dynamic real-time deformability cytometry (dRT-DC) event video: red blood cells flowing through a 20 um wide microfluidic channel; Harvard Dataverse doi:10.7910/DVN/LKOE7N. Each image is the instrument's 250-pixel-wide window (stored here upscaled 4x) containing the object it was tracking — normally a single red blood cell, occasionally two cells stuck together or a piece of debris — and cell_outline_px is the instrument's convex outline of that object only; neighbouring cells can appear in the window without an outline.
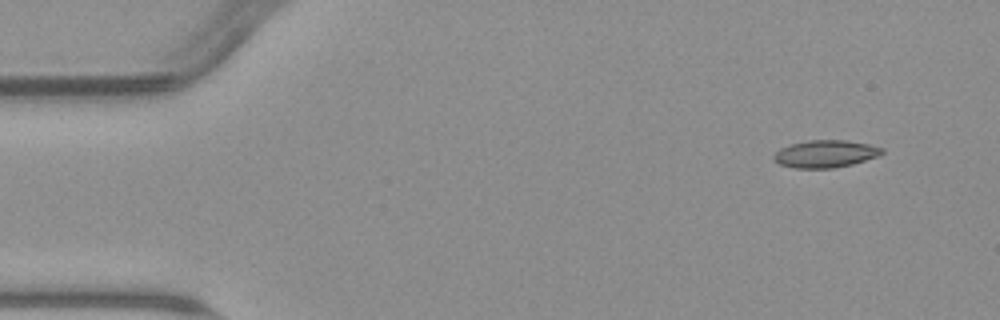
{"species": "common noctule bat (a hibernating species)", "species_latin": "Nyctalus noctula", "temperature_condition": "warm", "stored_images_in_passage": 4, "camera_frame_rate_fps": 3000, "um_per_image_px": 0.085, "animal": {"sex": "male", "body_mass_g": 23.1, "forearm_length_mm": 52.7}, "frame": {"image": 1, "passage_image": 1, "time_ms": 0.0, "image_size_px": [1000, 320], "cell_outline_px": [[884, 152], [880, 156], [852, 164], [832, 168], [792, 168], [780, 164], [772, 160], [772, 156], [780, 148], [792, 144], [808, 140], [844, 140], [868, 144], [884, 148]], "centroid_in_image_um": [70.16, 13.08], "position_along_channel_um": 14.8, "area_um2": 17.34}}
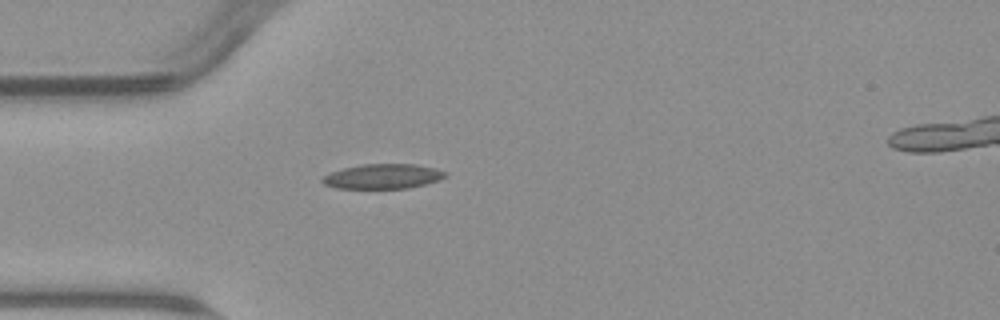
{"frame": {"image": 2, "passage_image": 4, "time_ms": 3.667, "image_size_px": [1000, 320], "cell_outline_px": [[448, 176], [440, 180], [408, 188], [336, 188], [324, 184], [320, 180], [324, 176], [332, 172], [344, 168], [360, 164], [416, 164], [436, 168], [448, 172]], "centroid_in_image_um": [32.59, 14.98], "position_along_channel_um": 52.4, "area_um2": 17.8}}